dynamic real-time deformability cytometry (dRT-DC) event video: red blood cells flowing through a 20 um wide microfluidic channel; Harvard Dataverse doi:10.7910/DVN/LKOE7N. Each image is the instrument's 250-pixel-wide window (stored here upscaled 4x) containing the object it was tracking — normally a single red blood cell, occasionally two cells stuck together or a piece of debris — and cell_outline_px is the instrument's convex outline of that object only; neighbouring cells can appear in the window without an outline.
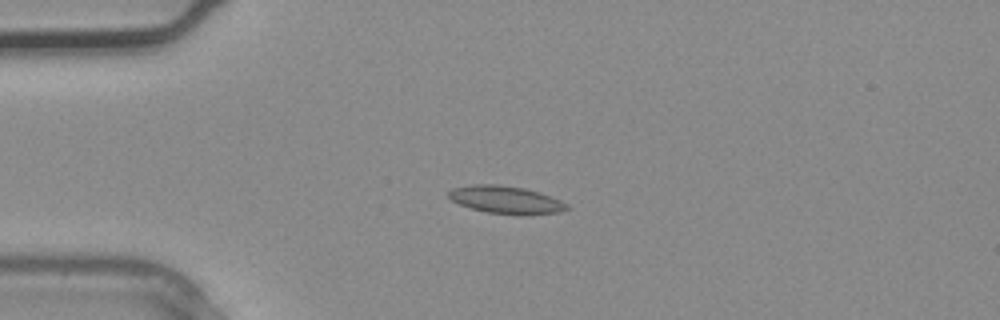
{"species": "common noctule bat (a hibernating species)", "species_latin": "Nyctalus noctula", "temperature_condition": "warm", "stored_images_in_passage": 2, "camera_frame_rate_fps": 3000, "um_per_image_px": 0.085, "animal": {"sex": "male", "body_mass_g": 20.4}, "frame": {"image": 1, "passage_image": 2, "time_ms": 0.333, "image_size_px": [1000, 320], "cell_outline_px": [[568, 208], [560, 212], [528, 216], [516, 216], [488, 212], [472, 208], [460, 204], [452, 200], [448, 196], [448, 192], [452, 188], [472, 184], [496, 184], [524, 188], [540, 192], [560, 200], [568, 204]], "centroid_in_image_um": [43.03, 17.0], "position_along_channel_um": 42.0, "area_um2": 19.31}}